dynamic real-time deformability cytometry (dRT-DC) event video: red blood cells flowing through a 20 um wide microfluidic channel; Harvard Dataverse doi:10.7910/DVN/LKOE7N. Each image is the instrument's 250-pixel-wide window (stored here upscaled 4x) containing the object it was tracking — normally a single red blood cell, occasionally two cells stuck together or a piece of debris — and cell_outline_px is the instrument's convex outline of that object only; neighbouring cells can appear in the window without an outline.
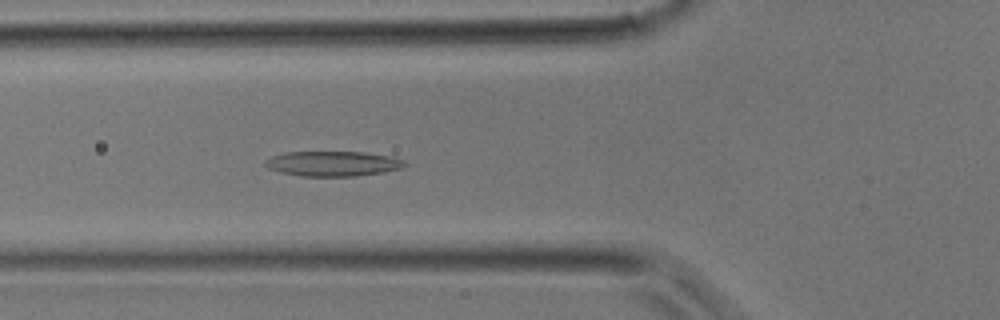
{"species": "common noctule bat (a hibernating species)", "species_latin": "Nyctalus noctula", "temperature_condition": "room temperature", "stored_images_in_passage": 35, "camera_frame_rate_fps": 3000, "um_per_image_px": 0.085, "animal": {"sex": "male", "body_mass_g": 17.9}, "frame": {"image": 1, "passage_image": 12, "time_ms": 3.667, "image_size_px": [1000, 320], "cell_outline_px": [[408, 164], [400, 168], [384, 172], [356, 176], [300, 176], [280, 172], [268, 168], [264, 164], [264, 160], [272, 156], [288, 152], [364, 152], [392, 156], [404, 160]], "centroid_in_image_um": [28.3, 13.91], "position_along_channel_um": 97.5, "area_um2": 20.4}}
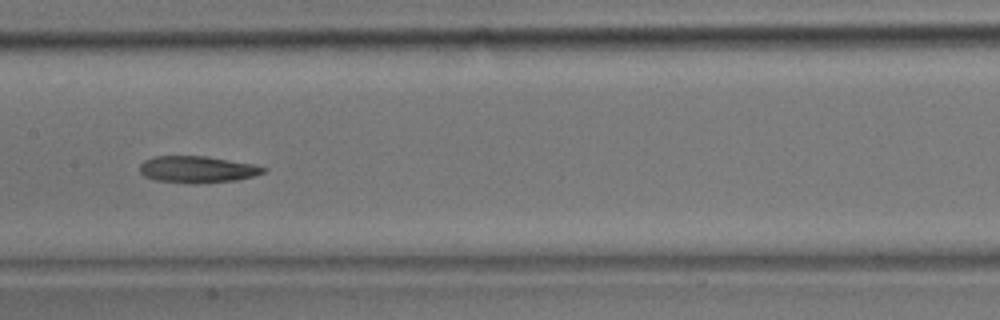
{"frame": {"image": 2, "passage_image": 17, "time_ms": 5.333, "image_size_px": [1000, 320], "cell_outline_px": [[268, 168], [264, 172], [252, 176], [236, 180], [156, 180], [144, 176], [140, 172], [140, 164], [144, 160], [152, 156], [204, 156], [256, 164]], "centroid_in_image_um": [16.77, 14.33], "position_along_channel_um": 190.6, "area_um2": 18.15}}
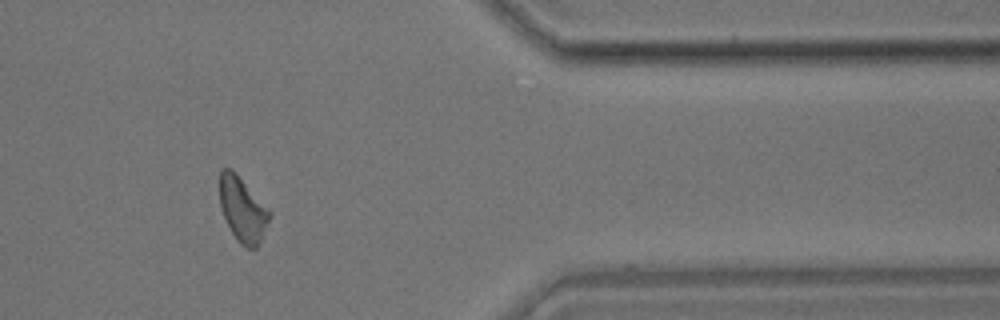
{"frame": {"image": 3, "passage_image": 29, "time_ms": 9.333, "image_size_px": [1000, 320], "cell_outline_px": [[272, 212], [260, 240], [256, 248], [248, 248], [240, 244], [236, 240], [224, 216], [220, 204], [220, 168], [232, 168], [236, 172]], "centroid_in_image_um": [20.62, 17.77], "position_along_channel_um": 390.8, "area_um2": 18.61}}